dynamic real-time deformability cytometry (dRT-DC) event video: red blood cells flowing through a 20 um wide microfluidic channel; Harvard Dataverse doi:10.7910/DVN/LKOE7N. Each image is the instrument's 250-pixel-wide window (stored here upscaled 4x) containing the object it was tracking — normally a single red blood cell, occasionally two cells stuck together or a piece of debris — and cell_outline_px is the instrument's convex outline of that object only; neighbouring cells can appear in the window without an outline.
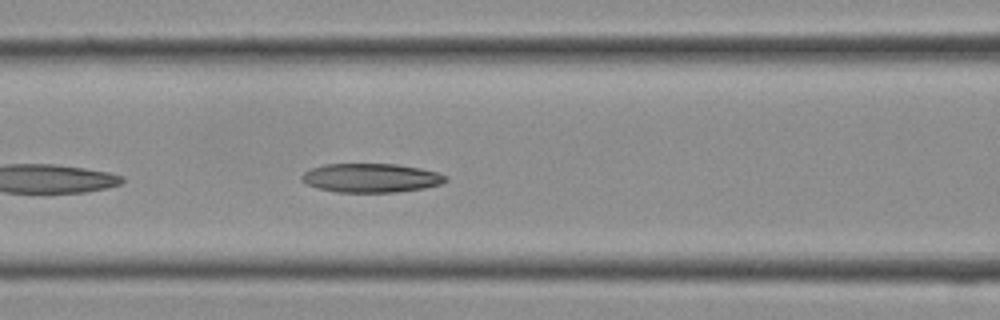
{"species": "Egyptian fruit bat (a non-hibernating species)", "species_latin": "Rousettus aegyptiacus", "temperature_condition": "cold", "stored_images_in_passage": 18, "camera_frame_rate_fps": 3000, "um_per_image_px": 0.085, "frame": {"image": 1, "passage_image": 11, "time_ms": 3.333, "image_size_px": [1000, 320], "cell_outline_px": [[448, 180], [440, 184], [424, 188], [396, 192], [336, 192], [316, 188], [300, 180], [300, 176], [304, 172], [312, 168], [324, 164], [396, 164], [420, 168], [436, 172], [448, 176]], "centroid_in_image_um": [31.52, 15.12], "position_along_channel_um": 135.1, "area_um2": 24.33}}
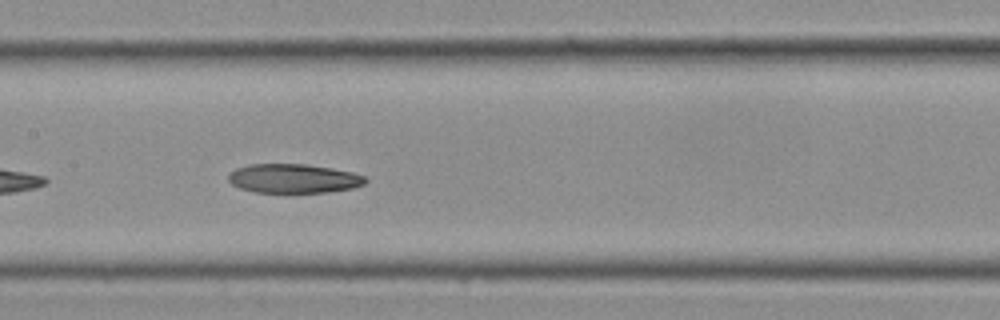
{"frame": {"image": 2, "passage_image": 13, "time_ms": 4.0, "image_size_px": [1000, 320], "cell_outline_px": [[368, 180], [364, 184], [352, 188], [328, 192], [256, 192], [240, 188], [232, 184], [228, 180], [228, 176], [236, 168], [248, 164], [308, 164], [332, 168], [352, 172], [364, 176]], "centroid_in_image_um": [24.96, 15.16], "position_along_channel_um": 182.4, "area_um2": 23.18}}
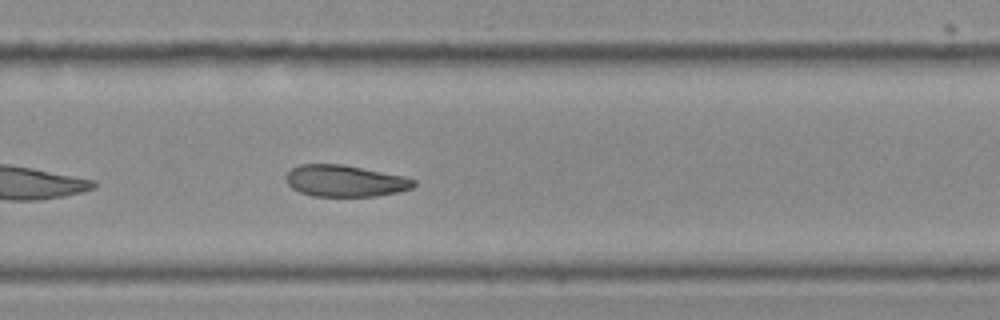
{"frame": {"image": 3, "passage_image": 18, "time_ms": 5.667, "image_size_px": [1000, 320], "cell_outline_px": [[416, 184], [412, 188], [396, 192], [376, 196], [312, 196], [300, 192], [292, 188], [288, 184], [284, 176], [292, 168], [300, 164], [344, 164], [404, 176], [416, 180]], "centroid_in_image_um": [29.32, 15.37], "position_along_channel_um": 300.5, "area_um2": 23.58}}